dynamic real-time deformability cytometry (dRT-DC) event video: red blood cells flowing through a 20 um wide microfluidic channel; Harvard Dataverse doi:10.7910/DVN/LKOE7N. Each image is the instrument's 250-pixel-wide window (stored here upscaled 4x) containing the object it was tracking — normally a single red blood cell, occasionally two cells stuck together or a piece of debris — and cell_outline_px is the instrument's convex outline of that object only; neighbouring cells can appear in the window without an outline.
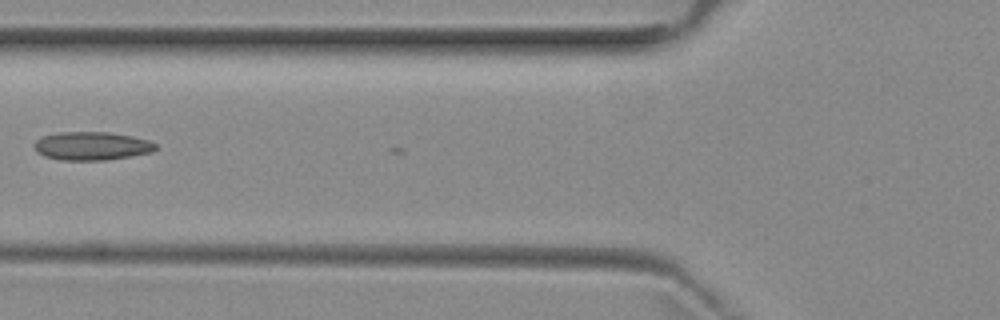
{"species": "common noctule bat (a hibernating species)", "species_latin": "Nyctalus noctula", "temperature_condition": "room temperature", "stored_images_in_passage": 4, "camera_frame_rate_fps": 3000, "um_per_image_px": 0.085, "animal": {"sex": "female", "body_mass_g": 29.2, "forearm_length_mm": 56.3}, "frame": {"image": 1, "passage_image": 4, "time_ms": 3.333, "image_size_px": [1000, 320], "cell_outline_px": [[156, 148], [152, 152], [104, 160], [64, 160], [44, 156], [36, 152], [36, 140], [44, 136], [56, 132], [108, 132], [132, 136], [148, 140], [156, 144]], "centroid_in_image_um": [7.8, 12.4], "position_along_channel_um": 118.0, "area_um2": 19.83}}